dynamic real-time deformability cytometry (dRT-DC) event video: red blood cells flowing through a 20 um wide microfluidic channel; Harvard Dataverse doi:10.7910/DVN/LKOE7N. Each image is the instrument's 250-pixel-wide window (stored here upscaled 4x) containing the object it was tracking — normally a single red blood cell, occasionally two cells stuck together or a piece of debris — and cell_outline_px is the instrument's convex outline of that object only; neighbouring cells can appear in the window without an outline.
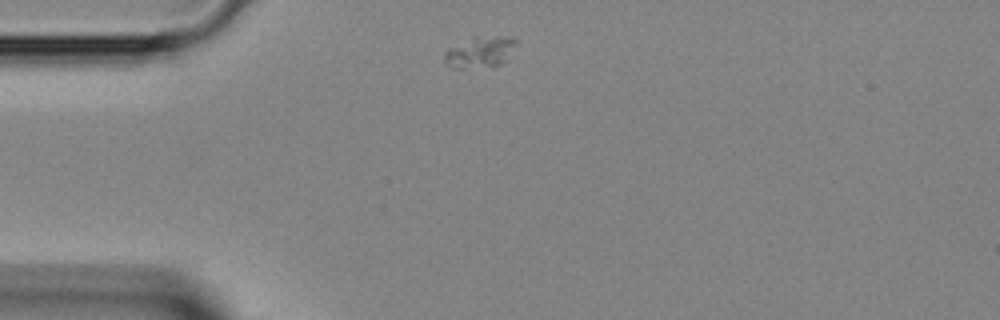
{"species": "Egyptian fruit bat (a non-hibernating species)", "species_latin": "Rousettus aegyptiacus", "temperature_condition": "room temperature", "stored_images_in_passage": 36, "camera_frame_rate_fps": 3000, "um_per_image_px": 0.085, "animal": {"sex": "female"}, "frame": {"image": 1, "passage_image": 1, "time_ms": 0.0, "image_size_px": [1000, 320], "cell_outline_px": [[516, 44], [504, 60], [500, 64], [464, 68], [452, 68], [444, 60], [444, 52], [448, 48], [472, 36], [512, 36], [516, 40]], "centroid_in_image_um": [40.76, 4.38], "position_along_channel_um": 44.2, "area_um2": 12.83}}
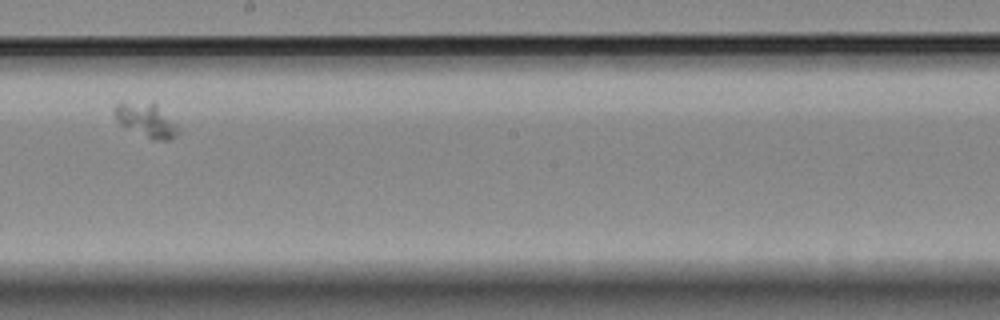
{"frame": {"image": 2, "passage_image": 16, "time_ms": 5.0, "image_size_px": [1000, 320], "cell_outline_px": [[180, 132], [168, 140], [152, 140], [124, 128], [116, 120], [112, 112], [112, 108], [116, 104], [156, 104], [180, 128]], "centroid_in_image_um": [12.41, 10.28], "position_along_channel_um": 235.8, "area_um2": 12.37}}
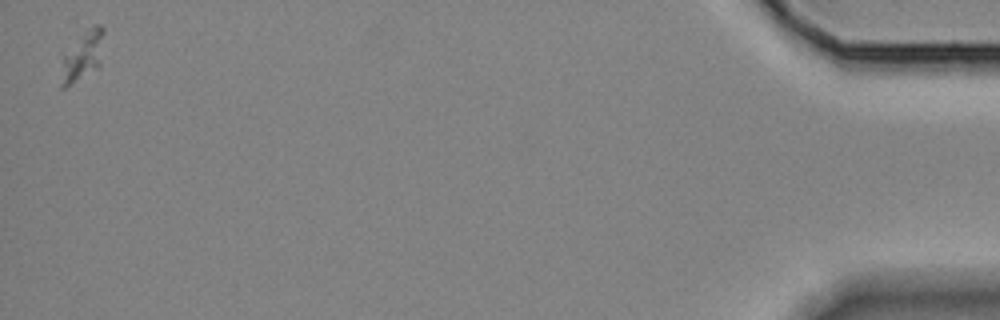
{"frame": {"image": 3, "passage_image": 36, "time_ms": 11.667, "image_size_px": [1000, 320], "cell_outline_px": [[104, 32], [100, 64], [96, 68], [72, 84], [64, 88], [60, 88], [60, 84], [64, 56], [92, 24], [100, 24], [104, 28]], "centroid_in_image_um": [7.06, 4.76], "position_along_channel_um": 428.1, "area_um2": 11.73}}